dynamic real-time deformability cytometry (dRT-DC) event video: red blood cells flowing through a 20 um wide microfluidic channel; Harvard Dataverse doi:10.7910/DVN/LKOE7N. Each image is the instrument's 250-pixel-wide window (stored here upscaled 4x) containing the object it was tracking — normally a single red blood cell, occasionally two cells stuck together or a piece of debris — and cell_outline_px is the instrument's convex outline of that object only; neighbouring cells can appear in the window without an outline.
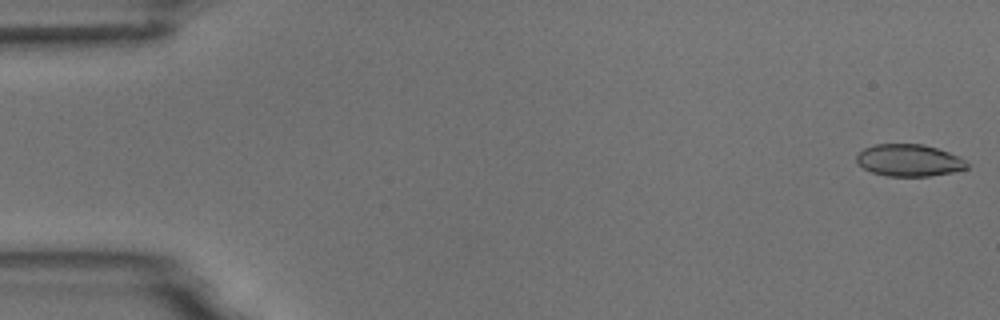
{"species": "common noctule bat (a hibernating species)", "species_latin": "Nyctalus noctula", "temperature_condition": "room temperature", "stored_images_in_passage": 54, "camera_frame_rate_fps": 3000, "um_per_image_px": 0.085, "animal": {"sex": "male", "body_mass_g": 18.8}, "frame": {"image": 1, "passage_image": 1, "time_ms": 0.0, "image_size_px": [1000, 320], "cell_outline_px": [[968, 168], [952, 172], [928, 176], [888, 176], [872, 172], [864, 168], [856, 160], [856, 156], [864, 148], [876, 144], [920, 144], [936, 148], [960, 156], [968, 164]], "centroid_in_image_um": [77.28, 13.63], "position_along_channel_um": 7.7, "area_um2": 20.4}}
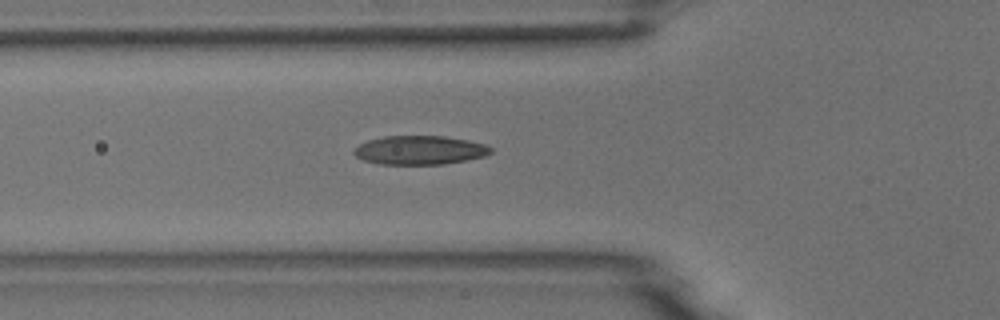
{"frame": {"image": 2, "passage_image": 19, "time_ms": 6.0, "image_size_px": [1000, 320], "cell_outline_px": [[492, 152], [484, 156], [444, 164], [380, 164], [364, 160], [356, 156], [352, 152], [360, 144], [368, 140], [384, 136], [444, 136], [468, 140], [484, 144], [492, 148]], "centroid_in_image_um": [35.67, 12.76], "position_along_channel_um": 90.1, "area_um2": 22.83}}
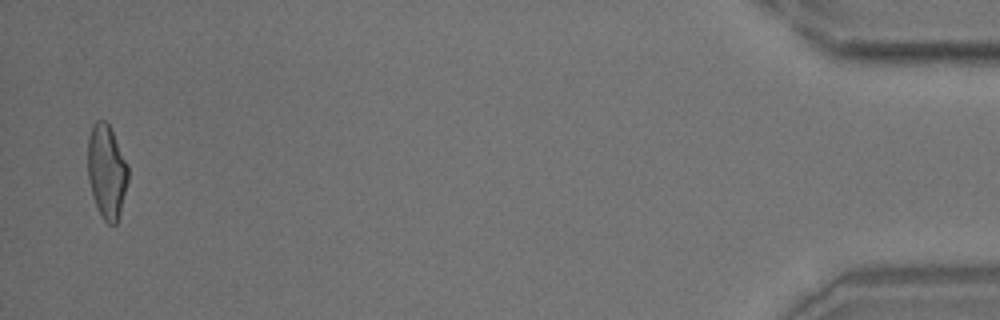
{"frame": {"image": 3, "passage_image": 53, "time_ms": 17.333, "image_size_px": [1000, 320], "cell_outline_px": [[128, 180], [120, 212], [116, 224], [108, 224], [100, 216], [88, 180], [88, 140], [92, 124], [96, 120], [104, 120], [108, 124], [128, 164]], "centroid_in_image_um": [9.06, 14.58], "position_along_channel_um": 426.1, "area_um2": 21.85}, "authors_computed_cell_mechanics": {"area_um2": 22.2241, "velocity_mm_per_s": 3.7278, "shape_relaxation_time_tau1_ms": 5.3261, "shape_relaxation_time_tau2_ms": 1.3452, "deformation_change_tau1": 0.1835, "deformation_change_tau2": 0.086}}